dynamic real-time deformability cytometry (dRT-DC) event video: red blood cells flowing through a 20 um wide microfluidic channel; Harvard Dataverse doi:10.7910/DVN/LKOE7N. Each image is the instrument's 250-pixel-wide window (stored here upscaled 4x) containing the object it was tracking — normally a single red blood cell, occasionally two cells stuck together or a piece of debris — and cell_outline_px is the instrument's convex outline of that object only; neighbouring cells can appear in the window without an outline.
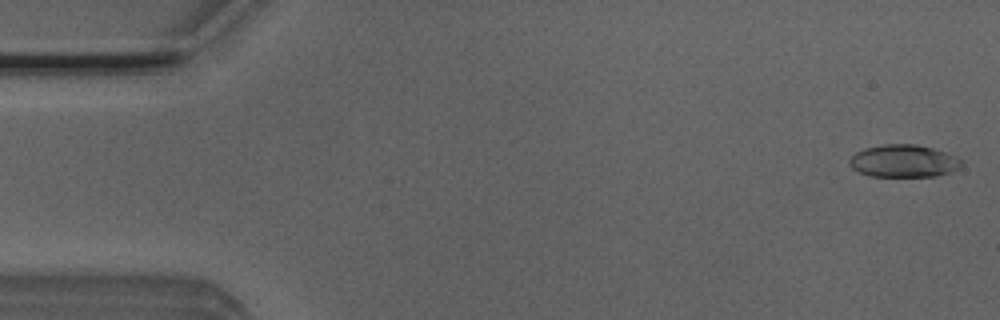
{"species": "Egyptian fruit bat (a non-hibernating species)", "species_latin": "Rousettus aegyptiacus", "temperature_condition": "room temperature", "stored_images_in_passage": 10, "camera_frame_rate_fps": 3000, "um_per_image_px": 0.085, "animal": {"sex": "male"}, "frame": {"image": 1, "passage_image": 1, "time_ms": 0.0, "image_size_px": [1000, 320], "cell_outline_px": [[964, 164], [948, 172], [936, 176], [868, 176], [852, 168], [848, 164], [848, 160], [856, 152], [864, 148], [884, 144], [916, 144], [932, 148], [956, 156], [964, 160]], "centroid_in_image_um": [76.79, 13.68], "position_along_channel_um": 8.2, "area_um2": 21.21}}